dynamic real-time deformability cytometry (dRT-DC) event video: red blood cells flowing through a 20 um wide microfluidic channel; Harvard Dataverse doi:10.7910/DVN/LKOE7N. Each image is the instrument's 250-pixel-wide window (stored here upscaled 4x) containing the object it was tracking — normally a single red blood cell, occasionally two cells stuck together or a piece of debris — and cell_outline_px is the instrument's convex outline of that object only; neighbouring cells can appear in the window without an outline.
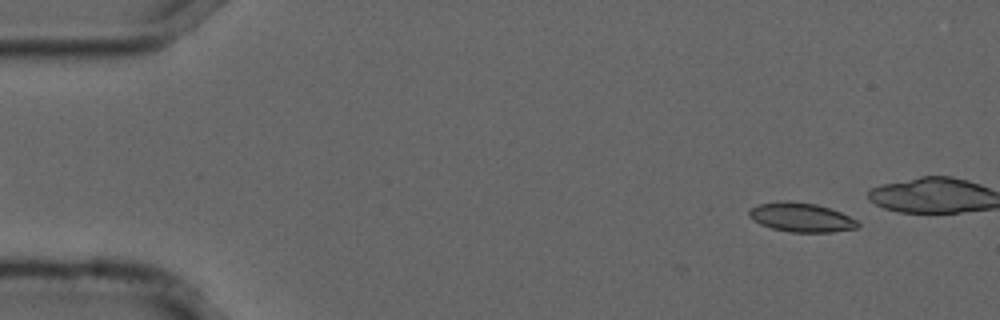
{"species": "common noctule bat (a hibernating species)", "species_latin": "Nyctalus noctula", "temperature_condition": "cold", "stored_images_in_passage": 16, "camera_frame_rate_fps": 3000, "um_per_image_px": 0.085, "animal": {"sex": "male", "forearm_length_mm": 52.5}, "frame": {"image": 1, "passage_image": 5, "time_ms": 1.333, "image_size_px": [1000, 320], "cell_outline_px": [[860, 224], [856, 228], [832, 232], [788, 232], [772, 228], [760, 224], [748, 216], [748, 212], [756, 204], [784, 200], [816, 204], [840, 212], [856, 220]], "centroid_in_image_um": [68.07, 18.47], "position_along_channel_um": 16.9, "area_um2": 18.38}}